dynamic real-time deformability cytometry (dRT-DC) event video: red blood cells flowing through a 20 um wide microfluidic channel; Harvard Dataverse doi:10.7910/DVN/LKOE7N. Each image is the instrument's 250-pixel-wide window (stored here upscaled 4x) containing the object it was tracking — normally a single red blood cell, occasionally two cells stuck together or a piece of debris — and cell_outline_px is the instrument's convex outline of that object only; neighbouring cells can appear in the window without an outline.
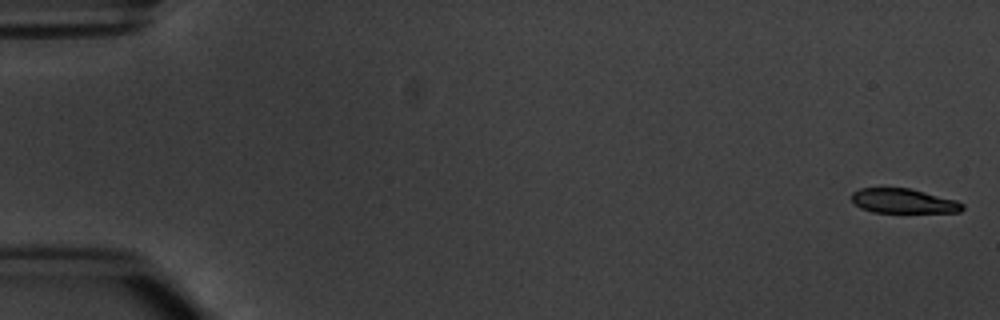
{"species": "common noctule bat (a hibernating species)", "species_latin": "Nyctalus noctula", "temperature_condition": "warm", "stored_images_in_passage": 5, "camera_frame_rate_fps": 3000, "um_per_image_px": 0.085, "animal": {"sex": "male", "body_mass_g": 20.1, "forearm_length_mm": 53.5}, "frame": {"image": 1, "passage_image": 1, "time_ms": 0.0, "image_size_px": [1000, 320], "cell_outline_px": [[964, 208], [960, 212], [872, 212], [860, 208], [852, 200], [852, 192], [860, 188], [908, 188], [956, 200], [964, 204]], "centroid_in_image_um": [76.78, 17.09], "position_along_channel_um": 8.2, "area_um2": 15.72}}
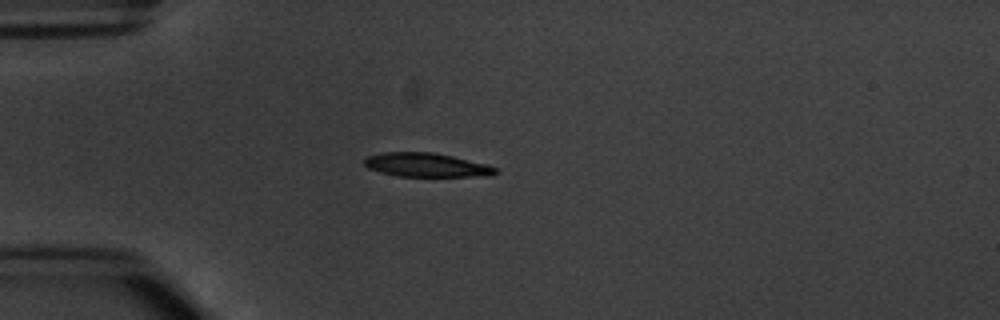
{"frame": {"image": 2, "passage_image": 4, "time_ms": 4.667, "image_size_px": [1000, 320], "cell_outline_px": [[496, 172], [492, 176], [396, 176], [380, 172], [368, 168], [364, 164], [364, 160], [368, 156], [384, 152], [432, 152], [452, 156], [488, 164], [496, 168]], "centroid_in_image_um": [36.24, 14.02], "position_along_channel_um": 48.8, "area_um2": 18.21}}